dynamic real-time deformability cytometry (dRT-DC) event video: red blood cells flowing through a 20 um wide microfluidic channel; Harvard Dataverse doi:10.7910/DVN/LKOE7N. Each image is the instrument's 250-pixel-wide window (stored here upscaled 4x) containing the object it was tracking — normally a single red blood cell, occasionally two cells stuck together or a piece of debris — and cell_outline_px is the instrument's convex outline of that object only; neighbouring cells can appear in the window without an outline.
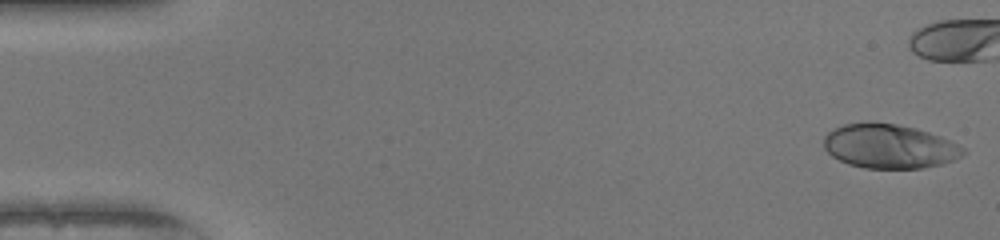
{"species": "human", "species_latin": "Homo sapiens", "temperature_condition": "warm", "stored_images_in_passage": 13, "camera_frame_rate_fps": 3000, "um_per_image_px": 0.085, "donor": {"sex": "female"}, "frame": {"image": 1, "passage_image": 1, "time_ms": 0.0, "image_size_px": [1000, 240], "cell_outline_px": [[964, 152], [960, 156], [944, 164], [924, 168], [864, 168], [848, 164], [832, 156], [824, 148], [824, 136], [828, 132], [844, 124], [896, 124], [916, 128], [940, 136], [964, 148]], "centroid_in_image_um": [75.59, 12.46], "position_along_channel_um": 9.4, "area_um2": 35.26}}